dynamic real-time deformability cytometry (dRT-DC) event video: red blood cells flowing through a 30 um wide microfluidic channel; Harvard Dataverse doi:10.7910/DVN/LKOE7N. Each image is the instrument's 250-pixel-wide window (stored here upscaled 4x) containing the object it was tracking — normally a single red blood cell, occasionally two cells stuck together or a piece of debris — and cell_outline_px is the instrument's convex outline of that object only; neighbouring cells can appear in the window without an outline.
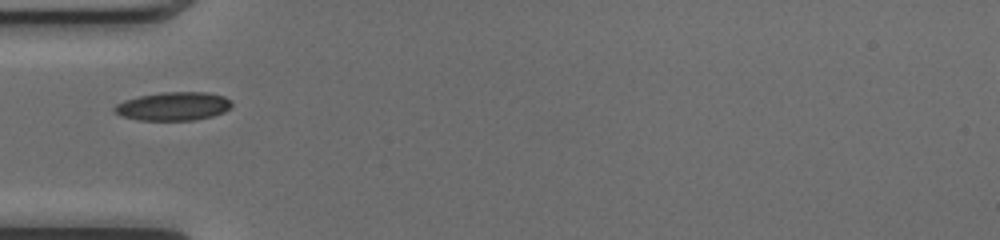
{"species": "common noctule bat (a hibernating species)", "species_latin": "Nyctalus noctula", "temperature_condition": "cold", "stored_images_in_passage": 35, "camera_frame_rate_fps": 3000, "um_per_image_px": 0.085, "animal": {"sex": "female", "body_mass_g": 17.0, "forearm_length_mm": 48.0}, "frame": {"image": 1, "passage_image": 1, "time_ms": 0.0, "image_size_px": [1000, 240], "cell_outline_px": [[232, 104], [224, 112], [212, 116], [192, 120], [140, 120], [120, 116], [112, 108], [116, 104], [124, 100], [140, 96], [160, 92], [208, 92], [224, 96], [232, 100]], "centroid_in_image_um": [14.73, 9.02], "position_along_channel_um": 70.3, "area_um2": 19.48}}
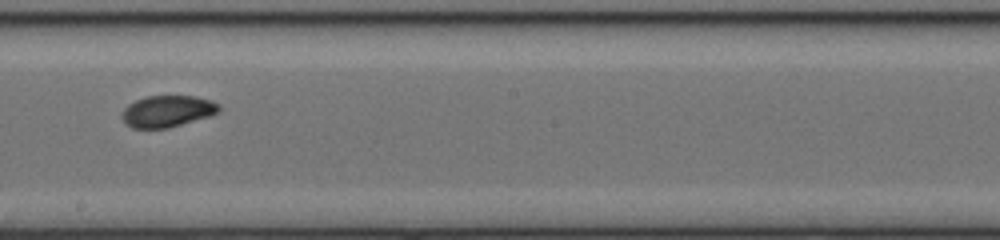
{"frame": {"image": 2, "passage_image": 13, "time_ms": 4.0, "image_size_px": [1000, 240], "cell_outline_px": [[220, 112], [212, 116], [168, 128], [132, 128], [124, 124], [120, 116], [124, 108], [128, 104], [136, 100], [148, 96], [196, 96], [212, 100], [220, 104]], "centroid_in_image_um": [14.24, 9.46], "position_along_channel_um": 234.0, "area_um2": 18.21}}
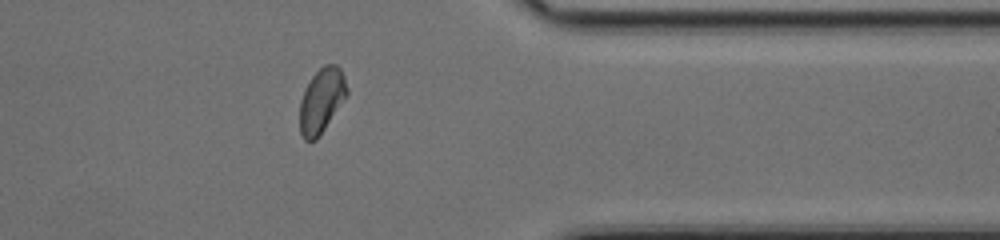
{"frame": {"image": 3, "passage_image": 25, "time_ms": 8.0, "image_size_px": [1000, 240], "cell_outline_px": [[348, 92], [316, 140], [304, 140], [300, 132], [300, 100], [312, 76], [324, 64], [336, 64], [340, 68], [344, 76], [348, 88]], "centroid_in_image_um": [27.32, 8.51], "position_along_channel_um": 384.1, "area_um2": 17.28}, "authors_computed_cell_mechanics": {"area_um2": 17.9758, "velocity_mm_per_s": 4.081, "shape_relaxation_time_tau1_ms": 7.0023, "shape_relaxation_time_tau2_ms": 1.4047, "deformation_change_tau1": 0.1681, "deformation_change_tau2": 0.039}}